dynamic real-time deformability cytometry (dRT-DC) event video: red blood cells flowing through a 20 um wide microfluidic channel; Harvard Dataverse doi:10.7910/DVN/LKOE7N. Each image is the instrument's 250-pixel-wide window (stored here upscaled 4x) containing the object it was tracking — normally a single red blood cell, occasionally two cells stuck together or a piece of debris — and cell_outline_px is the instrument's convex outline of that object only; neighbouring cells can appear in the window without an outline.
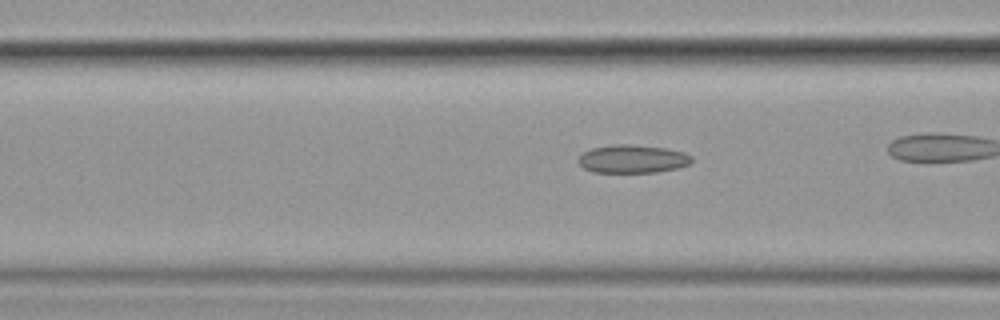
{"species": "common noctule bat (a hibernating species)", "species_latin": "Nyctalus noctula", "temperature_condition": "cold", "stored_images_in_passage": 17, "camera_frame_rate_fps": 3000, "um_per_image_px": 0.085, "animal": {"sex": "female", "body_mass_g": 19.9}, "frame": {"image": 1, "passage_image": 15, "time_ms": 4.667, "image_size_px": [1000, 320], "cell_outline_px": [[692, 164], [676, 168], [656, 172], [592, 172], [584, 168], [576, 160], [584, 152], [592, 148], [616, 144], [628, 144], [668, 148], [684, 152], [692, 156]], "centroid_in_image_um": [53.79, 13.5], "position_along_channel_um": 112.8, "area_um2": 18.67}}